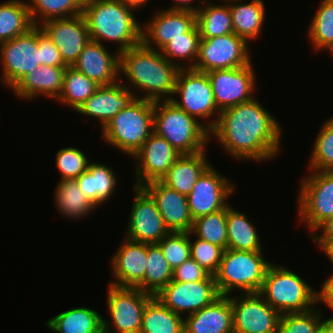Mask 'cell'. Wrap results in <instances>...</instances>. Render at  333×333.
Returning a JSON list of instances; mask_svg holds the SVG:
<instances>
[{"label": "cell", "instance_id": "ee69618b", "mask_svg": "<svg viewBox=\"0 0 333 333\" xmlns=\"http://www.w3.org/2000/svg\"><path fill=\"white\" fill-rule=\"evenodd\" d=\"M316 306L302 313H288L280 317L278 333H315L317 327L324 321L322 311Z\"/></svg>", "mask_w": 333, "mask_h": 333}, {"label": "cell", "instance_id": "9f6ffc18", "mask_svg": "<svg viewBox=\"0 0 333 333\" xmlns=\"http://www.w3.org/2000/svg\"><path fill=\"white\" fill-rule=\"evenodd\" d=\"M225 3H229V2H234V1H242V0H222Z\"/></svg>", "mask_w": 333, "mask_h": 333}, {"label": "cell", "instance_id": "ac0fdd59", "mask_svg": "<svg viewBox=\"0 0 333 333\" xmlns=\"http://www.w3.org/2000/svg\"><path fill=\"white\" fill-rule=\"evenodd\" d=\"M180 156L165 138L153 132L132 156L137 159L134 186L142 187L150 181L161 180Z\"/></svg>", "mask_w": 333, "mask_h": 333}, {"label": "cell", "instance_id": "f5cc1de1", "mask_svg": "<svg viewBox=\"0 0 333 333\" xmlns=\"http://www.w3.org/2000/svg\"><path fill=\"white\" fill-rule=\"evenodd\" d=\"M316 242L319 248L326 253L327 258H329L330 263L333 266V238L332 239H312Z\"/></svg>", "mask_w": 333, "mask_h": 333}, {"label": "cell", "instance_id": "e575fe53", "mask_svg": "<svg viewBox=\"0 0 333 333\" xmlns=\"http://www.w3.org/2000/svg\"><path fill=\"white\" fill-rule=\"evenodd\" d=\"M33 26L27 2L9 0L0 4V43L26 33Z\"/></svg>", "mask_w": 333, "mask_h": 333}, {"label": "cell", "instance_id": "d6986e66", "mask_svg": "<svg viewBox=\"0 0 333 333\" xmlns=\"http://www.w3.org/2000/svg\"><path fill=\"white\" fill-rule=\"evenodd\" d=\"M40 27L57 46L63 61L68 66L73 65L90 40L82 14L69 18L51 19L42 23Z\"/></svg>", "mask_w": 333, "mask_h": 333}, {"label": "cell", "instance_id": "60d3db41", "mask_svg": "<svg viewBox=\"0 0 333 333\" xmlns=\"http://www.w3.org/2000/svg\"><path fill=\"white\" fill-rule=\"evenodd\" d=\"M308 36L315 51L333 46V0H322L312 18Z\"/></svg>", "mask_w": 333, "mask_h": 333}, {"label": "cell", "instance_id": "f35d334b", "mask_svg": "<svg viewBox=\"0 0 333 333\" xmlns=\"http://www.w3.org/2000/svg\"><path fill=\"white\" fill-rule=\"evenodd\" d=\"M195 237L227 249V206L219 211L193 220L191 230Z\"/></svg>", "mask_w": 333, "mask_h": 333}, {"label": "cell", "instance_id": "4fadbf2b", "mask_svg": "<svg viewBox=\"0 0 333 333\" xmlns=\"http://www.w3.org/2000/svg\"><path fill=\"white\" fill-rule=\"evenodd\" d=\"M242 294L230 295L234 333H278L281 314L259 293Z\"/></svg>", "mask_w": 333, "mask_h": 333}, {"label": "cell", "instance_id": "681fc988", "mask_svg": "<svg viewBox=\"0 0 333 333\" xmlns=\"http://www.w3.org/2000/svg\"><path fill=\"white\" fill-rule=\"evenodd\" d=\"M325 303L327 307L333 310V274L322 283L321 290L317 292V303ZM333 320V316L328 318Z\"/></svg>", "mask_w": 333, "mask_h": 333}, {"label": "cell", "instance_id": "f6af8a7d", "mask_svg": "<svg viewBox=\"0 0 333 333\" xmlns=\"http://www.w3.org/2000/svg\"><path fill=\"white\" fill-rule=\"evenodd\" d=\"M89 160L79 148L65 147L56 153L60 180H75L88 169Z\"/></svg>", "mask_w": 333, "mask_h": 333}, {"label": "cell", "instance_id": "11a10c76", "mask_svg": "<svg viewBox=\"0 0 333 333\" xmlns=\"http://www.w3.org/2000/svg\"><path fill=\"white\" fill-rule=\"evenodd\" d=\"M126 5H129L135 9H140L145 6V3L148 2V0H120Z\"/></svg>", "mask_w": 333, "mask_h": 333}, {"label": "cell", "instance_id": "2e32d148", "mask_svg": "<svg viewBox=\"0 0 333 333\" xmlns=\"http://www.w3.org/2000/svg\"><path fill=\"white\" fill-rule=\"evenodd\" d=\"M133 187L136 194L125 238L141 243L157 244L170 231L166 228L157 204L150 194L143 187Z\"/></svg>", "mask_w": 333, "mask_h": 333}, {"label": "cell", "instance_id": "836d02e7", "mask_svg": "<svg viewBox=\"0 0 333 333\" xmlns=\"http://www.w3.org/2000/svg\"><path fill=\"white\" fill-rule=\"evenodd\" d=\"M146 261L144 280L136 288L155 296L172 281L173 269L157 244H147Z\"/></svg>", "mask_w": 333, "mask_h": 333}, {"label": "cell", "instance_id": "9c48e42d", "mask_svg": "<svg viewBox=\"0 0 333 333\" xmlns=\"http://www.w3.org/2000/svg\"><path fill=\"white\" fill-rule=\"evenodd\" d=\"M2 77L0 81L12 89L25 75L41 65L40 26L0 43Z\"/></svg>", "mask_w": 333, "mask_h": 333}, {"label": "cell", "instance_id": "ffe728a7", "mask_svg": "<svg viewBox=\"0 0 333 333\" xmlns=\"http://www.w3.org/2000/svg\"><path fill=\"white\" fill-rule=\"evenodd\" d=\"M160 10L142 26V43L158 51L171 39L185 37V33L196 24V14L193 12L165 8Z\"/></svg>", "mask_w": 333, "mask_h": 333}, {"label": "cell", "instance_id": "f1b7e54d", "mask_svg": "<svg viewBox=\"0 0 333 333\" xmlns=\"http://www.w3.org/2000/svg\"><path fill=\"white\" fill-rule=\"evenodd\" d=\"M46 324L56 333H103V316L88 307L68 309L48 319Z\"/></svg>", "mask_w": 333, "mask_h": 333}, {"label": "cell", "instance_id": "44dd1931", "mask_svg": "<svg viewBox=\"0 0 333 333\" xmlns=\"http://www.w3.org/2000/svg\"><path fill=\"white\" fill-rule=\"evenodd\" d=\"M142 187L155 200L164 224L170 232H191L193 219L189 212L187 196L160 180L150 181Z\"/></svg>", "mask_w": 333, "mask_h": 333}, {"label": "cell", "instance_id": "ab89813d", "mask_svg": "<svg viewBox=\"0 0 333 333\" xmlns=\"http://www.w3.org/2000/svg\"><path fill=\"white\" fill-rule=\"evenodd\" d=\"M201 36L199 35L198 27L195 24L187 33L185 37H177L171 39L161 50V54L168 59L171 63L178 65L180 68H193L195 66L200 44ZM183 60L190 63L188 66L185 64L177 63L176 60ZM193 61V62H192Z\"/></svg>", "mask_w": 333, "mask_h": 333}, {"label": "cell", "instance_id": "5bb4252c", "mask_svg": "<svg viewBox=\"0 0 333 333\" xmlns=\"http://www.w3.org/2000/svg\"><path fill=\"white\" fill-rule=\"evenodd\" d=\"M252 62L246 66L207 72L219 111L254 98L256 75Z\"/></svg>", "mask_w": 333, "mask_h": 333}, {"label": "cell", "instance_id": "f907efd6", "mask_svg": "<svg viewBox=\"0 0 333 333\" xmlns=\"http://www.w3.org/2000/svg\"><path fill=\"white\" fill-rule=\"evenodd\" d=\"M317 230H321L322 234L318 233L316 234L318 231ZM316 233L313 234L311 233L310 236L312 237V239H332L333 238V216L326 219L323 223H321L316 229H315Z\"/></svg>", "mask_w": 333, "mask_h": 333}, {"label": "cell", "instance_id": "5b68a950", "mask_svg": "<svg viewBox=\"0 0 333 333\" xmlns=\"http://www.w3.org/2000/svg\"><path fill=\"white\" fill-rule=\"evenodd\" d=\"M154 101L135 98L102 129L104 142L133 156L153 133Z\"/></svg>", "mask_w": 333, "mask_h": 333}, {"label": "cell", "instance_id": "3957f363", "mask_svg": "<svg viewBox=\"0 0 333 333\" xmlns=\"http://www.w3.org/2000/svg\"><path fill=\"white\" fill-rule=\"evenodd\" d=\"M134 10L120 0H84L82 15L90 40L116 42L119 53L142 43V25Z\"/></svg>", "mask_w": 333, "mask_h": 333}, {"label": "cell", "instance_id": "277c9868", "mask_svg": "<svg viewBox=\"0 0 333 333\" xmlns=\"http://www.w3.org/2000/svg\"><path fill=\"white\" fill-rule=\"evenodd\" d=\"M201 123L171 100L154 101L153 132L165 138L181 155L196 154L207 149L210 131L205 123Z\"/></svg>", "mask_w": 333, "mask_h": 333}, {"label": "cell", "instance_id": "d6a6232c", "mask_svg": "<svg viewBox=\"0 0 333 333\" xmlns=\"http://www.w3.org/2000/svg\"><path fill=\"white\" fill-rule=\"evenodd\" d=\"M204 3L196 13V25L201 39L234 33L229 4Z\"/></svg>", "mask_w": 333, "mask_h": 333}, {"label": "cell", "instance_id": "7a4b0ae2", "mask_svg": "<svg viewBox=\"0 0 333 333\" xmlns=\"http://www.w3.org/2000/svg\"><path fill=\"white\" fill-rule=\"evenodd\" d=\"M180 69L160 51L148 48L143 43L120 53L119 74L127 77L125 81L131 82L127 83L130 85L124 84L136 98L151 101L170 100ZM131 84L139 91H144L143 97L136 95L137 90H134Z\"/></svg>", "mask_w": 333, "mask_h": 333}, {"label": "cell", "instance_id": "d4e9b609", "mask_svg": "<svg viewBox=\"0 0 333 333\" xmlns=\"http://www.w3.org/2000/svg\"><path fill=\"white\" fill-rule=\"evenodd\" d=\"M184 333H234L230 296L220 295L211 304L187 315Z\"/></svg>", "mask_w": 333, "mask_h": 333}, {"label": "cell", "instance_id": "ba28073f", "mask_svg": "<svg viewBox=\"0 0 333 333\" xmlns=\"http://www.w3.org/2000/svg\"><path fill=\"white\" fill-rule=\"evenodd\" d=\"M180 101L172 97L170 100L188 115L206 121L216 114V119L205 122V127L211 131L218 121L220 111L216 107L212 85L207 73L192 68H181L176 79L175 95Z\"/></svg>", "mask_w": 333, "mask_h": 333}, {"label": "cell", "instance_id": "8992f818", "mask_svg": "<svg viewBox=\"0 0 333 333\" xmlns=\"http://www.w3.org/2000/svg\"><path fill=\"white\" fill-rule=\"evenodd\" d=\"M259 294L281 315L302 313L316 306L317 291L285 266L271 264Z\"/></svg>", "mask_w": 333, "mask_h": 333}, {"label": "cell", "instance_id": "83f0119b", "mask_svg": "<svg viewBox=\"0 0 333 333\" xmlns=\"http://www.w3.org/2000/svg\"><path fill=\"white\" fill-rule=\"evenodd\" d=\"M205 150L191 155H181L160 180L168 187L187 196L199 176L210 165Z\"/></svg>", "mask_w": 333, "mask_h": 333}, {"label": "cell", "instance_id": "1f68e13d", "mask_svg": "<svg viewBox=\"0 0 333 333\" xmlns=\"http://www.w3.org/2000/svg\"><path fill=\"white\" fill-rule=\"evenodd\" d=\"M140 333H184V318L153 296L144 308Z\"/></svg>", "mask_w": 333, "mask_h": 333}, {"label": "cell", "instance_id": "52a82bcc", "mask_svg": "<svg viewBox=\"0 0 333 333\" xmlns=\"http://www.w3.org/2000/svg\"><path fill=\"white\" fill-rule=\"evenodd\" d=\"M262 251L226 249L215 274L220 295L229 296L233 290L259 293L271 262L263 258Z\"/></svg>", "mask_w": 333, "mask_h": 333}, {"label": "cell", "instance_id": "8d00e7d4", "mask_svg": "<svg viewBox=\"0 0 333 333\" xmlns=\"http://www.w3.org/2000/svg\"><path fill=\"white\" fill-rule=\"evenodd\" d=\"M99 86L100 85L89 79L83 73L68 66L63 77L62 91L57 101L77 111L78 108L96 92Z\"/></svg>", "mask_w": 333, "mask_h": 333}, {"label": "cell", "instance_id": "6f0895ef", "mask_svg": "<svg viewBox=\"0 0 333 333\" xmlns=\"http://www.w3.org/2000/svg\"><path fill=\"white\" fill-rule=\"evenodd\" d=\"M328 50H329V52L331 53V55L333 57V46H331Z\"/></svg>", "mask_w": 333, "mask_h": 333}, {"label": "cell", "instance_id": "816d5d0a", "mask_svg": "<svg viewBox=\"0 0 333 333\" xmlns=\"http://www.w3.org/2000/svg\"><path fill=\"white\" fill-rule=\"evenodd\" d=\"M176 1V3L173 5V6H171V8L169 7V8H166V9H168V10H179V11H190V12H193V13H197V11L199 10V8L201 7V6H192L191 4L193 3V1L195 2V0H174V2ZM196 1H198V0H196ZM200 1V0H199ZM202 1H203V3L205 2V1H209V0H201L200 2L202 3ZM191 3V4H190Z\"/></svg>", "mask_w": 333, "mask_h": 333}, {"label": "cell", "instance_id": "7402d4cb", "mask_svg": "<svg viewBox=\"0 0 333 333\" xmlns=\"http://www.w3.org/2000/svg\"><path fill=\"white\" fill-rule=\"evenodd\" d=\"M115 53L111 54L104 44L89 40L71 67L100 86L114 84L121 80L120 53Z\"/></svg>", "mask_w": 333, "mask_h": 333}, {"label": "cell", "instance_id": "7c38bea8", "mask_svg": "<svg viewBox=\"0 0 333 333\" xmlns=\"http://www.w3.org/2000/svg\"><path fill=\"white\" fill-rule=\"evenodd\" d=\"M248 45L244 38L235 33L201 39L198 57L192 69L207 73L217 69L246 66L252 61Z\"/></svg>", "mask_w": 333, "mask_h": 333}, {"label": "cell", "instance_id": "db71d44e", "mask_svg": "<svg viewBox=\"0 0 333 333\" xmlns=\"http://www.w3.org/2000/svg\"><path fill=\"white\" fill-rule=\"evenodd\" d=\"M315 333H333V320H324L318 327Z\"/></svg>", "mask_w": 333, "mask_h": 333}, {"label": "cell", "instance_id": "e0dca14e", "mask_svg": "<svg viewBox=\"0 0 333 333\" xmlns=\"http://www.w3.org/2000/svg\"><path fill=\"white\" fill-rule=\"evenodd\" d=\"M219 174L211 164L204 170L187 195L189 212L193 220L219 211L228 205V199L235 190L234 183Z\"/></svg>", "mask_w": 333, "mask_h": 333}, {"label": "cell", "instance_id": "6da1fadb", "mask_svg": "<svg viewBox=\"0 0 333 333\" xmlns=\"http://www.w3.org/2000/svg\"><path fill=\"white\" fill-rule=\"evenodd\" d=\"M255 98L220 111L210 137L218 140L234 159L263 161L273 159L281 141V127Z\"/></svg>", "mask_w": 333, "mask_h": 333}, {"label": "cell", "instance_id": "cb8c5ba5", "mask_svg": "<svg viewBox=\"0 0 333 333\" xmlns=\"http://www.w3.org/2000/svg\"><path fill=\"white\" fill-rule=\"evenodd\" d=\"M134 93L123 83L101 85L77 110L85 116L95 117L103 128L120 110L134 99Z\"/></svg>", "mask_w": 333, "mask_h": 333}, {"label": "cell", "instance_id": "f546056e", "mask_svg": "<svg viewBox=\"0 0 333 333\" xmlns=\"http://www.w3.org/2000/svg\"><path fill=\"white\" fill-rule=\"evenodd\" d=\"M229 3L233 32L244 38L248 43L258 38L266 18L265 5L262 0H251L242 4L241 1Z\"/></svg>", "mask_w": 333, "mask_h": 333}, {"label": "cell", "instance_id": "4316f807", "mask_svg": "<svg viewBox=\"0 0 333 333\" xmlns=\"http://www.w3.org/2000/svg\"><path fill=\"white\" fill-rule=\"evenodd\" d=\"M75 180L96 209L112 197L118 182L112 168L92 161L89 162L88 169Z\"/></svg>", "mask_w": 333, "mask_h": 333}, {"label": "cell", "instance_id": "9a60e30c", "mask_svg": "<svg viewBox=\"0 0 333 333\" xmlns=\"http://www.w3.org/2000/svg\"><path fill=\"white\" fill-rule=\"evenodd\" d=\"M220 296L214 276L197 282L170 281L155 297L176 314L201 310Z\"/></svg>", "mask_w": 333, "mask_h": 333}, {"label": "cell", "instance_id": "484cf974", "mask_svg": "<svg viewBox=\"0 0 333 333\" xmlns=\"http://www.w3.org/2000/svg\"><path fill=\"white\" fill-rule=\"evenodd\" d=\"M68 66L40 65L25 75L11 90L22 99L39 96L57 100L63 87V77Z\"/></svg>", "mask_w": 333, "mask_h": 333}, {"label": "cell", "instance_id": "7bdbcfd3", "mask_svg": "<svg viewBox=\"0 0 333 333\" xmlns=\"http://www.w3.org/2000/svg\"><path fill=\"white\" fill-rule=\"evenodd\" d=\"M191 235V232H170L157 243L173 270L191 257Z\"/></svg>", "mask_w": 333, "mask_h": 333}, {"label": "cell", "instance_id": "603a6c76", "mask_svg": "<svg viewBox=\"0 0 333 333\" xmlns=\"http://www.w3.org/2000/svg\"><path fill=\"white\" fill-rule=\"evenodd\" d=\"M112 256L111 269L115 281L111 285L136 288L143 280L147 264V243L125 238Z\"/></svg>", "mask_w": 333, "mask_h": 333}, {"label": "cell", "instance_id": "c3c4849f", "mask_svg": "<svg viewBox=\"0 0 333 333\" xmlns=\"http://www.w3.org/2000/svg\"><path fill=\"white\" fill-rule=\"evenodd\" d=\"M40 61L41 65L68 66L62 59L57 46L40 27Z\"/></svg>", "mask_w": 333, "mask_h": 333}, {"label": "cell", "instance_id": "4dcf8cb0", "mask_svg": "<svg viewBox=\"0 0 333 333\" xmlns=\"http://www.w3.org/2000/svg\"><path fill=\"white\" fill-rule=\"evenodd\" d=\"M229 205H227V249L262 251L255 226L246 214L236 211Z\"/></svg>", "mask_w": 333, "mask_h": 333}, {"label": "cell", "instance_id": "b9f144b4", "mask_svg": "<svg viewBox=\"0 0 333 333\" xmlns=\"http://www.w3.org/2000/svg\"><path fill=\"white\" fill-rule=\"evenodd\" d=\"M313 144L308 169L333 171V117L323 123Z\"/></svg>", "mask_w": 333, "mask_h": 333}, {"label": "cell", "instance_id": "7dc6e473", "mask_svg": "<svg viewBox=\"0 0 333 333\" xmlns=\"http://www.w3.org/2000/svg\"><path fill=\"white\" fill-rule=\"evenodd\" d=\"M210 275L191 257L173 270V281L197 282L206 280Z\"/></svg>", "mask_w": 333, "mask_h": 333}, {"label": "cell", "instance_id": "74e56055", "mask_svg": "<svg viewBox=\"0 0 333 333\" xmlns=\"http://www.w3.org/2000/svg\"><path fill=\"white\" fill-rule=\"evenodd\" d=\"M29 1L27 4L30 17L33 24L37 26L51 19L69 18L83 13L84 0Z\"/></svg>", "mask_w": 333, "mask_h": 333}, {"label": "cell", "instance_id": "8fae6325", "mask_svg": "<svg viewBox=\"0 0 333 333\" xmlns=\"http://www.w3.org/2000/svg\"><path fill=\"white\" fill-rule=\"evenodd\" d=\"M152 297L153 295L143 292L139 288L109 284L107 305L111 320L103 317V333H112L114 329L113 333H140L142 314Z\"/></svg>", "mask_w": 333, "mask_h": 333}, {"label": "cell", "instance_id": "bcb514c9", "mask_svg": "<svg viewBox=\"0 0 333 333\" xmlns=\"http://www.w3.org/2000/svg\"><path fill=\"white\" fill-rule=\"evenodd\" d=\"M224 249L210 242L196 238L190 240V255L210 276H215L219 269Z\"/></svg>", "mask_w": 333, "mask_h": 333}, {"label": "cell", "instance_id": "30bf717a", "mask_svg": "<svg viewBox=\"0 0 333 333\" xmlns=\"http://www.w3.org/2000/svg\"><path fill=\"white\" fill-rule=\"evenodd\" d=\"M309 174L300 182L298 218L315 233L321 223L333 216V171L312 170Z\"/></svg>", "mask_w": 333, "mask_h": 333}, {"label": "cell", "instance_id": "d590c367", "mask_svg": "<svg viewBox=\"0 0 333 333\" xmlns=\"http://www.w3.org/2000/svg\"><path fill=\"white\" fill-rule=\"evenodd\" d=\"M54 190L56 209L68 218L78 219L96 207L82 193L76 180H59Z\"/></svg>", "mask_w": 333, "mask_h": 333}]
</instances>
